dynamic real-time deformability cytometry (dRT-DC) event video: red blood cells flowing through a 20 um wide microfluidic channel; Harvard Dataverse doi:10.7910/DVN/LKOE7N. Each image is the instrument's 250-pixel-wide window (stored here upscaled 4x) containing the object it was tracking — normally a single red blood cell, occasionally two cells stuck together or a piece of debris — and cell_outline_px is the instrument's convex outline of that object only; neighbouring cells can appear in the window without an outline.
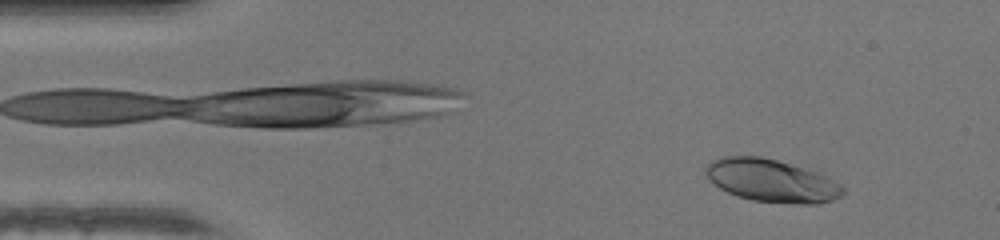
{"species": "human", "species_latin": "Homo sapiens", "temperature_condition": "warm", "stored_images_in_passage": 46, "camera_frame_rate_fps": 3000, "um_per_image_px": 0.085, "donor": {"sex": "female"}, "frame": {"image": 1, "passage_image": 4, "time_ms": 1.0, "image_size_px": [1000, 240], "cell_outline_px": [[844, 192], [840, 196], [832, 200], [816, 204], [792, 204], [752, 200], [736, 196], [720, 188], [708, 180], [704, 172], [704, 168], [712, 160], [720, 156], [760, 156], [824, 168], [844, 188]], "centroid_in_image_um": [65.7, 15.31], "position_along_channel_um": 19.3, "area_um2": 35.95}}
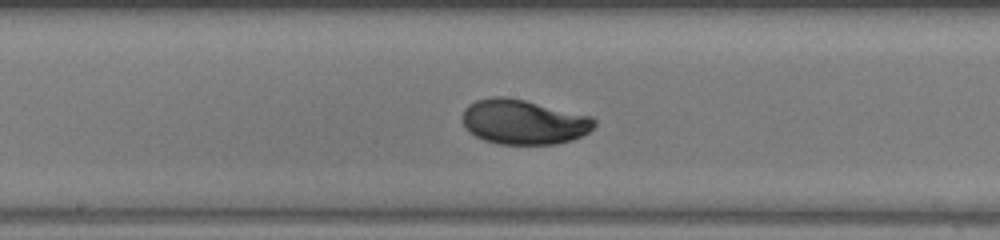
{"frame": {"image": 2, "passage_image": 23, "time_ms": 7.333, "image_size_px": [1000, 240], "cell_outline_px": [[596, 124], [588, 132], [572, 140], [556, 144], [500, 144], [484, 140], [468, 132], [464, 124], [464, 108], [468, 104], [476, 100], [492, 96], [504, 96], [524, 100], [592, 116], [596, 120]], "centroid_in_image_um": [44.51, 10.36], "position_along_channel_um": 203.7, "area_um2": 34.39}}
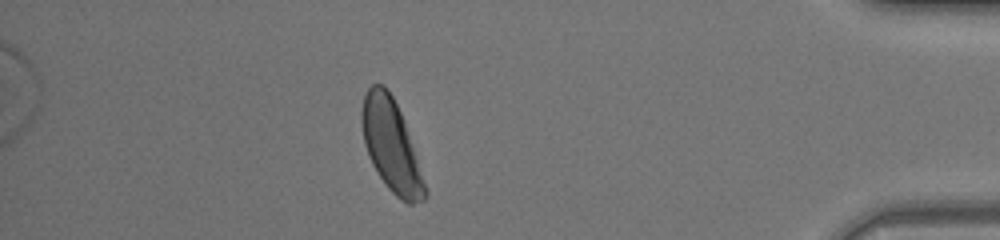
{"frame": {"image": 3, "passage_image": 40, "time_ms": 13.0, "image_size_px": [1000, 240], "cell_outline_px": [[428, 192], [424, 200], [412, 204], [408, 204], [400, 200], [388, 188], [372, 164], [368, 156], [364, 144], [360, 120], [360, 112], [364, 96], [368, 88], [372, 84], [384, 84], [392, 96], [404, 120], [428, 188]], "centroid_in_image_um": [33.25, 12.39], "position_along_channel_um": 401.9, "area_um2": 33.99}, "authors_computed_cell_mechanics": {"area_um2": 33.813, "velocity_mm_per_s": 4.3491, "shape_relaxation_time_tau1_ms": 3.014, "shape_relaxation_time_tau2_ms": null, "deformation_change_tau1": 0.1738, "deformation_change_tau2": null}}